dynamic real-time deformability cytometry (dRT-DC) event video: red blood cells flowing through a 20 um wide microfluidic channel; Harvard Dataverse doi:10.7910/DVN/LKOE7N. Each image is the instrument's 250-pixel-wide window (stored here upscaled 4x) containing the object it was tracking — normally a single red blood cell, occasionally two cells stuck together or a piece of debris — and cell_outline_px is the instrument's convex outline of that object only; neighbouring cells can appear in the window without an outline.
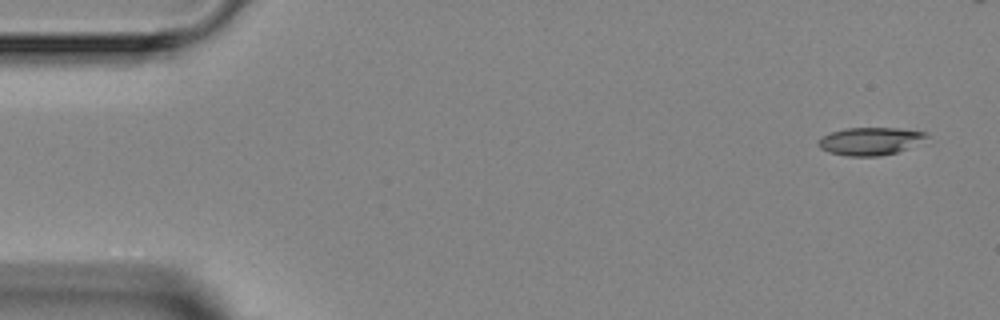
{"species": "Egyptian fruit bat (a non-hibernating species)", "species_latin": "Rousettus aegyptiacus", "temperature_condition": "room temperature", "stored_images_in_passage": 4, "camera_frame_rate_fps": 3000, "um_per_image_px": 0.085, "animal": {"sex": "female"}, "frame": {"image": 1, "passage_image": 1, "time_ms": 0.0, "image_size_px": [1000, 320], "cell_outline_px": [[928, 136], [896, 152], [880, 156], [848, 156], [828, 152], [820, 148], [816, 144], [816, 140], [820, 136], [832, 132], [848, 128], [896, 128], [924, 132]], "centroid_in_image_um": [73.82, 12.0], "position_along_channel_um": 11.2, "area_um2": 17.11}}
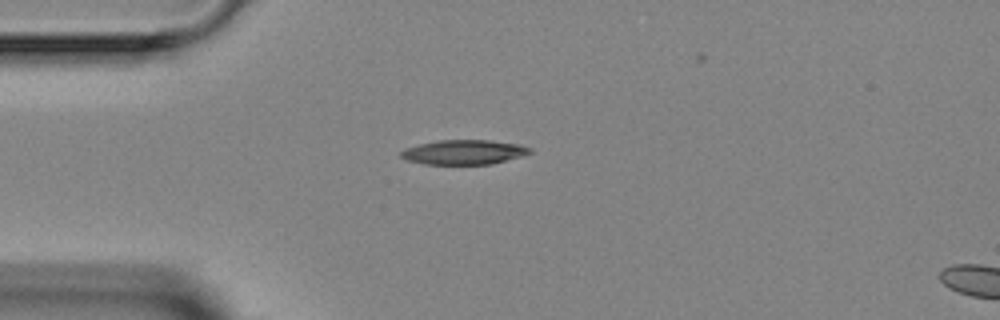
{"frame": {"image": 2, "passage_image": 3, "time_ms": 3.333, "image_size_px": [1000, 320], "cell_outline_px": [[532, 152], [520, 156], [492, 164], [424, 164], [408, 160], [400, 156], [400, 152], [404, 148], [420, 144], [440, 140], [488, 140], [520, 144], [532, 148]], "centroid_in_image_um": [39.43, 12.93], "position_along_channel_um": 45.6, "area_um2": 18.38}}